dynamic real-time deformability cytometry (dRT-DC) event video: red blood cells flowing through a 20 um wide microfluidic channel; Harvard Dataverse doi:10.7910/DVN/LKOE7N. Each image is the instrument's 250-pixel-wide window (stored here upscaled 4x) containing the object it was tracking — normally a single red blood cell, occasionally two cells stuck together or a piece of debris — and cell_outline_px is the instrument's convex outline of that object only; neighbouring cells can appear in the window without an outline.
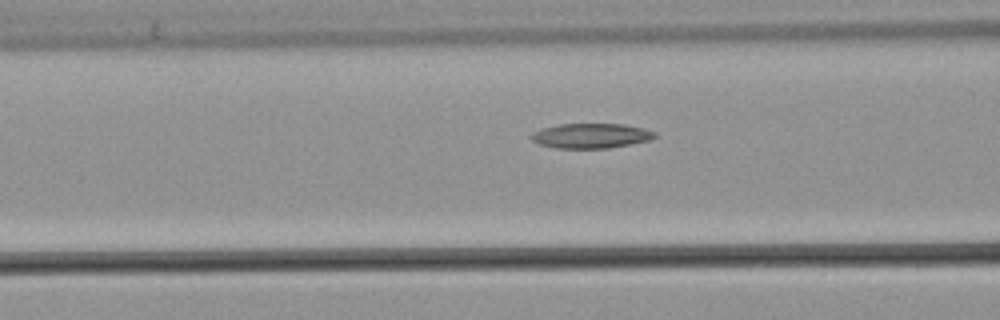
{"species": "common noctule bat (a hibernating species)", "species_latin": "Nyctalus noctula", "temperature_condition": "warm", "stored_images_in_passage": 39, "camera_frame_rate_fps": 3000, "um_per_image_px": 0.085, "animal": {"sex": "male", "body_mass_g": 21.5, "forearm_length_mm": 52.0}, "frame": {"image": 1, "passage_image": 18, "time_ms": 5.667, "image_size_px": [1000, 320], "cell_outline_px": [[656, 136], [648, 140], [608, 148], [556, 148], [540, 144], [532, 140], [528, 136], [532, 132], [540, 128], [560, 124], [624, 124], [644, 128], [656, 132]], "centroid_in_image_um": [50.18, 11.53], "position_along_channel_um": 116.4, "area_um2": 17.86}}
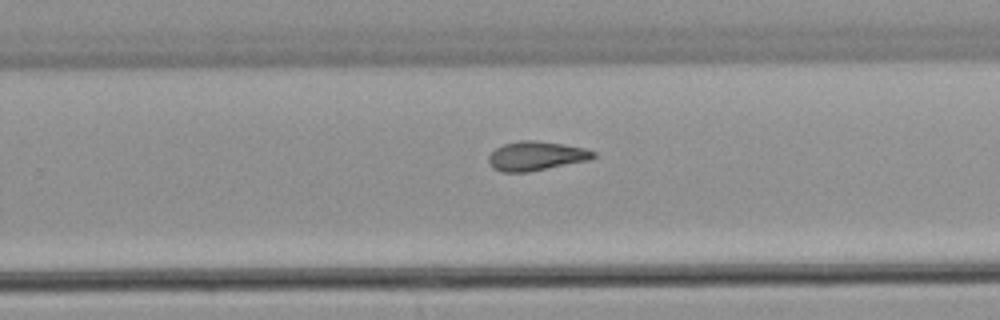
{"frame": {"image": 2, "passage_image": 31, "time_ms": 10.0, "image_size_px": [1000, 320], "cell_outline_px": [[596, 156], [588, 160], [528, 172], [504, 172], [492, 168], [488, 160], [488, 156], [496, 148], [504, 144], [520, 140], [532, 140], [564, 144], [584, 148], [596, 152]], "centroid_in_image_um": [45.56, 13.25], "position_along_channel_um": 284.2, "area_um2": 17.69}}
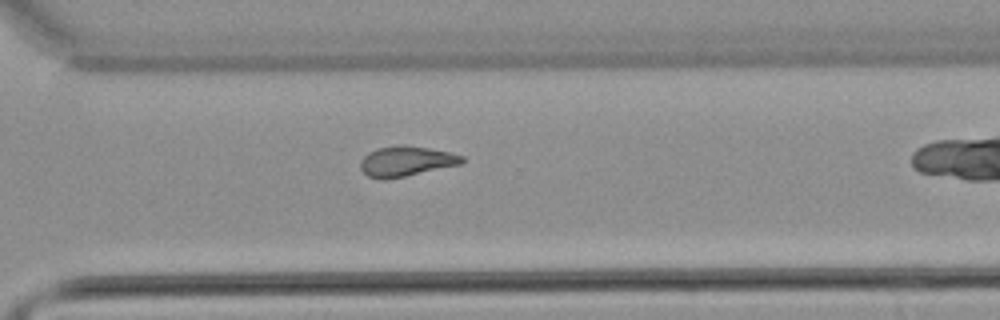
{"frame": {"image": 3, "passage_image": 35, "time_ms": 11.333, "image_size_px": [1000, 320], "cell_outline_px": [[464, 160], [460, 164], [404, 176], [368, 176], [360, 168], [360, 160], [368, 152], [376, 148], [400, 144], [408, 144], [448, 152], [464, 156]], "centroid_in_image_um": [34.53, 13.64], "position_along_channel_um": 336.1, "area_um2": 17.28}}